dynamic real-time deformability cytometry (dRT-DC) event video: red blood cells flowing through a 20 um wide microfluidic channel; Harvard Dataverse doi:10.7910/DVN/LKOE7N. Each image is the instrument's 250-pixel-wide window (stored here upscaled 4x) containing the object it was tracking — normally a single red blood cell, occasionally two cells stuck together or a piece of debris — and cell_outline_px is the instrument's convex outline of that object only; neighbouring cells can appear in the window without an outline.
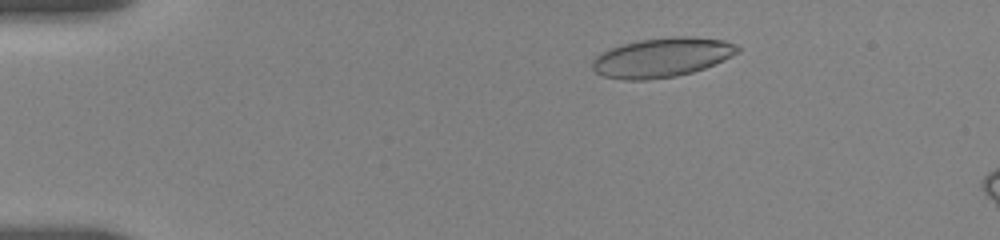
{"species": "human", "species_latin": "Homo sapiens", "temperature_condition": "room temperature", "stored_images_in_passage": 15, "camera_frame_rate_fps": 3000, "um_per_image_px": 0.085, "donor": {"sex": "female"}, "frame": {"image": 1, "passage_image": 4, "time_ms": 2.333, "image_size_px": [1000, 240], "cell_outline_px": [[740, 52], [724, 60], [704, 68], [692, 72], [676, 76], [648, 80], [624, 80], [604, 76], [596, 72], [592, 68], [592, 60], [600, 52], [624, 44], [640, 40], [672, 36], [688, 36], [724, 40], [736, 44], [740, 48]], "centroid_in_image_um": [56.28, 4.88], "position_along_channel_um": 28.7, "area_um2": 33.35}}
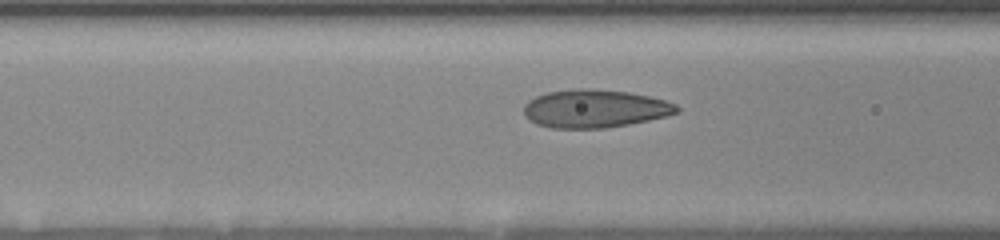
{"frame": {"image": 2, "passage_image": 11, "time_ms": 6.667, "image_size_px": [1000, 240], "cell_outline_px": [[680, 112], [668, 116], [628, 124], [604, 128], [552, 128], [536, 124], [524, 116], [524, 104], [528, 100], [536, 96], [548, 92], [576, 88], [592, 88], [628, 92], [648, 96], [664, 100], [676, 104], [680, 108]], "centroid_in_image_um": [50.55, 9.23], "position_along_channel_um": 116.0, "area_um2": 34.1}}
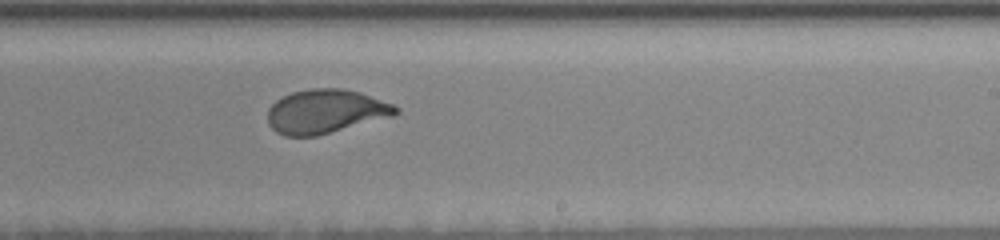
{"frame": {"image": 3, "passage_image": 15, "time_ms": 10.667, "image_size_px": [1000, 240], "cell_outline_px": [[400, 112], [392, 116], [316, 136], [284, 136], [276, 132], [268, 124], [268, 108], [276, 100], [292, 92], [312, 88], [344, 88], [360, 92], [392, 104], [400, 108]], "centroid_in_image_um": [27.66, 9.47], "position_along_channel_um": 261.3, "area_um2": 32.71}}